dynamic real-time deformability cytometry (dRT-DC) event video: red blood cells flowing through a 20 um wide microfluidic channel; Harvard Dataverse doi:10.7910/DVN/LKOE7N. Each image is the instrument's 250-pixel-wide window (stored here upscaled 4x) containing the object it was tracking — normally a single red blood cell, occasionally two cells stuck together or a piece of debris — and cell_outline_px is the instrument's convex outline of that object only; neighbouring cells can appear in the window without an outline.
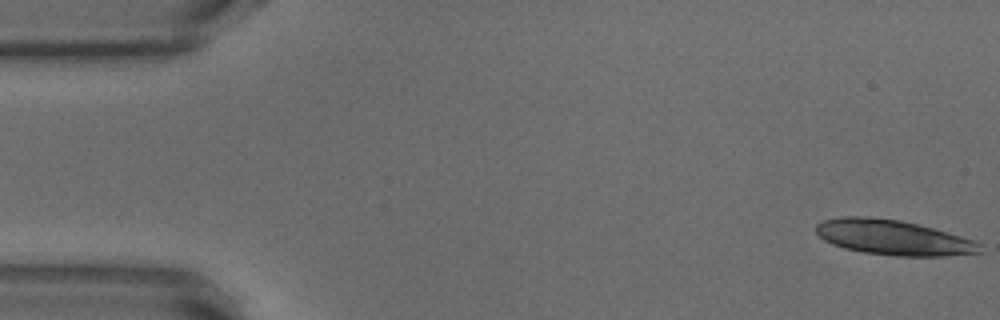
{"species": "common noctule bat (a hibernating species)", "species_latin": "Nyctalus noctula", "temperature_condition": "warm", "stored_images_in_passage": 52, "camera_frame_rate_fps": 3000, "um_per_image_px": 0.085, "animal": {"sex": "male", "body_mass_g": 18.8}, "frame": {"image": 1, "passage_image": 1, "time_ms": 0.0, "image_size_px": [1000, 320], "cell_outline_px": [[984, 252], [944, 256], [892, 256], [864, 252], [844, 248], [832, 244], [824, 240], [816, 232], [816, 224], [824, 220], [840, 216], [864, 216], [900, 220], [932, 228], [960, 236], [972, 240], [980, 244]], "centroid_in_image_um": [75.9, 20.19], "position_along_channel_um": 9.1, "area_um2": 33.35}}
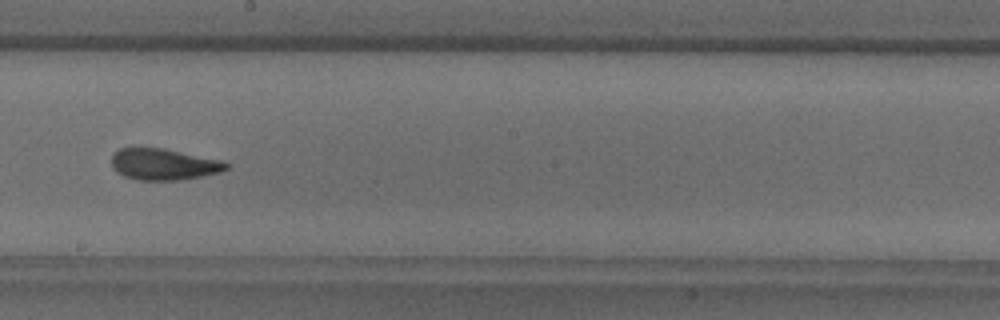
{"frame": {"image": 2, "passage_image": 29, "time_ms": 9.333, "image_size_px": [1000, 320], "cell_outline_px": [[228, 168], [220, 172], [184, 180], [140, 180], [124, 176], [116, 172], [112, 164], [112, 152], [120, 148], [164, 148], [224, 160], [228, 164]], "centroid_in_image_um": [13.93, 13.96], "position_along_channel_um": 234.3, "area_um2": 21.15}}
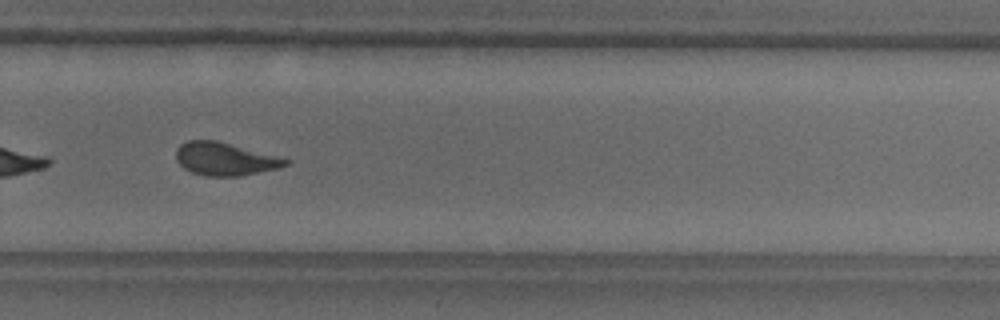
{"frame": {"image": 3, "passage_image": 35, "time_ms": 11.333, "image_size_px": [1000, 320], "cell_outline_px": [[292, 160], [288, 164], [280, 168], [240, 176], [208, 176], [192, 172], [184, 168], [176, 160], [176, 148], [180, 144], [188, 140], [216, 140], [280, 156]], "centroid_in_image_um": [19.15, 13.5], "position_along_channel_um": 310.6, "area_um2": 21.21}, "authors_computed_cell_mechanics": {"area_um2": 21.4438, "velocity_mm_per_s": 3.8293, "shape_relaxation_time_tau1_ms": 3.7187, "shape_relaxation_time_tau2_ms": 1.2289, "deformation_change_tau1": 0.165, "deformation_change_tau2": 0.0924}}